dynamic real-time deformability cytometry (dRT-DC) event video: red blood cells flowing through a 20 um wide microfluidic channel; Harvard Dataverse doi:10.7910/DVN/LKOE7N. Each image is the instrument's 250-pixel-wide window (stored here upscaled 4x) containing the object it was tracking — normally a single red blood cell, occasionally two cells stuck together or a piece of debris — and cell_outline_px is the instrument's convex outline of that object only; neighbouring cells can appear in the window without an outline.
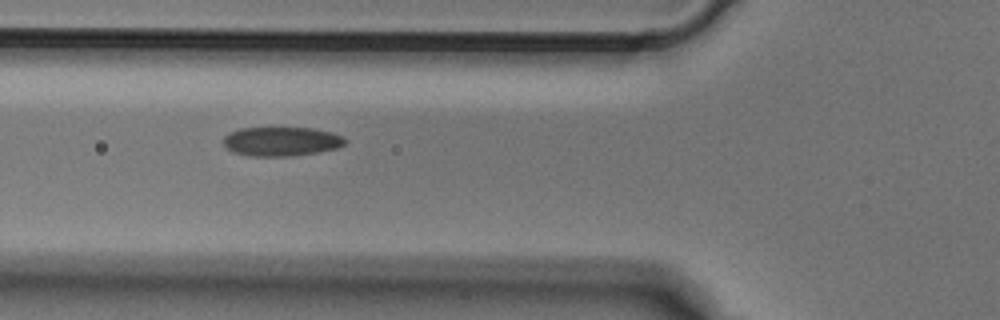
{"species": "Egyptian fruit bat (a non-hibernating species)", "species_latin": "Rousettus aegyptiacus", "temperature_condition": "cold", "stored_images_in_passage": 3, "camera_frame_rate_fps": 3000, "um_per_image_px": 0.085, "animal": {"sex": "male"}, "frame": {"image": 1, "passage_image": 2, "time_ms": 0.333, "image_size_px": [1000, 320], "cell_outline_px": [[348, 140], [344, 144], [336, 148], [320, 152], [292, 156], [248, 156], [232, 152], [224, 144], [224, 136], [228, 132], [240, 128], [312, 128], [332, 132], [344, 136]], "centroid_in_image_um": [23.93, 12.02], "position_along_channel_um": 101.9, "area_um2": 20.87}}
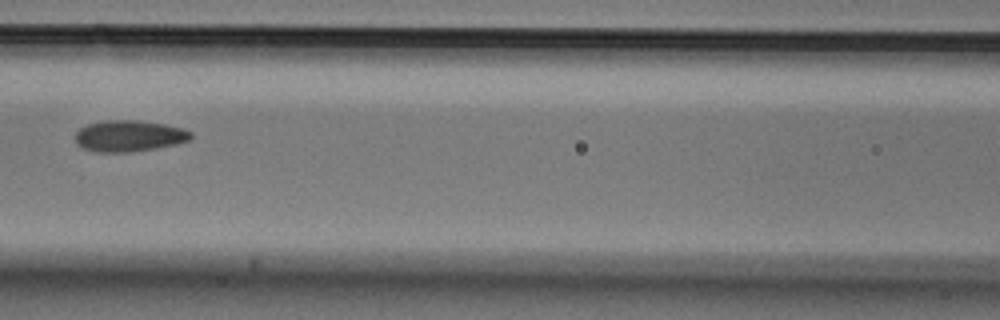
{"frame": {"image": 2, "passage_image": 3, "time_ms": 0.667, "image_size_px": [1000, 320], "cell_outline_px": [[192, 140], [176, 144], [156, 148], [132, 152], [96, 152], [80, 148], [76, 144], [76, 132], [80, 128], [88, 124], [104, 120], [136, 120], [164, 124], [184, 128], [192, 132]], "centroid_in_image_um": [10.98, 11.56], "position_along_channel_um": 155.6, "area_um2": 21.33}}